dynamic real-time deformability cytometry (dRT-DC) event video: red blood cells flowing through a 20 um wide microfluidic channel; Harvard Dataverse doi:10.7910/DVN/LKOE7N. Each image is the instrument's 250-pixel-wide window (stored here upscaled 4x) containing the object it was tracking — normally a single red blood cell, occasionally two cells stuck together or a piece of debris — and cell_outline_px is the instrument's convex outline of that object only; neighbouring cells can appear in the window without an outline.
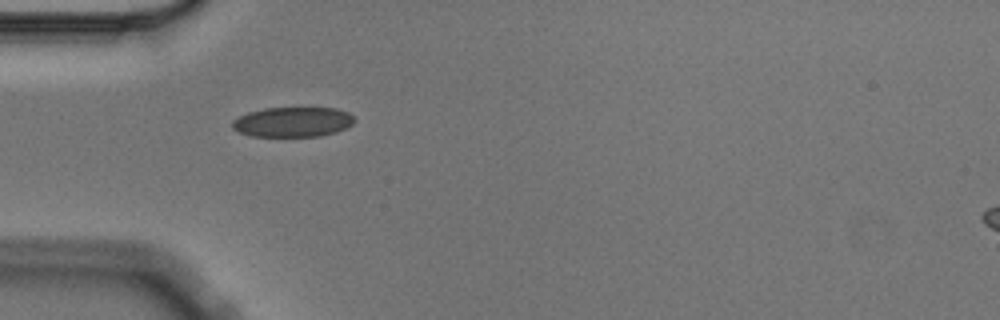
{"species": "Egyptian fruit bat (a non-hibernating species)", "species_latin": "Rousettus aegyptiacus", "temperature_condition": "cold", "stored_images_in_passage": 5, "camera_frame_rate_fps": 3000, "um_per_image_px": 0.085, "animal": {"sex": "male"}, "frame": {"image": 1, "passage_image": 5, "time_ms": 1.333, "image_size_px": [1000, 320], "cell_outline_px": [[356, 120], [352, 124], [336, 132], [320, 136], [252, 136], [240, 132], [232, 128], [232, 120], [248, 112], [264, 108], [336, 108], [348, 112]], "centroid_in_image_um": [24.88, 10.36], "position_along_channel_um": 60.1, "area_um2": 21.21}}